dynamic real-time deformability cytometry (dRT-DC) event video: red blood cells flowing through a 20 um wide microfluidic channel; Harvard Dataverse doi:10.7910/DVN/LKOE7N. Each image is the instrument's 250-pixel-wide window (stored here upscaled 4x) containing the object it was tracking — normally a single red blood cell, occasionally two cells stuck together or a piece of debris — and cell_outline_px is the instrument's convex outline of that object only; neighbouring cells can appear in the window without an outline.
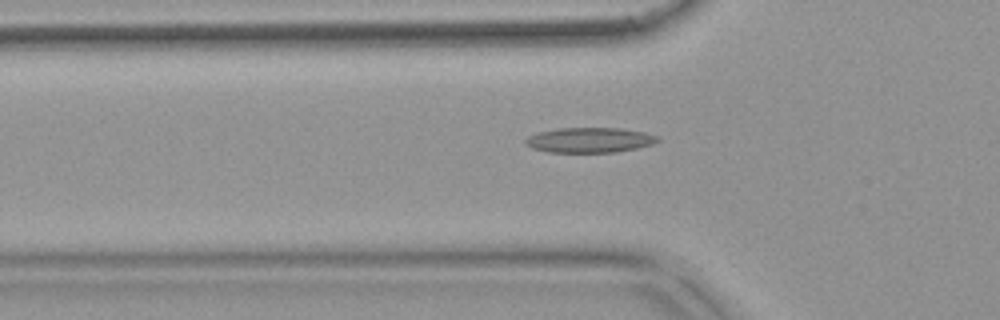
{"species": "common noctule bat (a hibernating species)", "species_latin": "Nyctalus noctula", "temperature_condition": "warm", "stored_images_in_passage": 54, "camera_frame_rate_fps": 3000, "um_per_image_px": 0.085, "animal": {"sex": "female", "body_mass_g": 18.4}, "frame": {"image": 1, "passage_image": 18, "time_ms": 5.667, "image_size_px": [1000, 320], "cell_outline_px": [[660, 140], [652, 144], [636, 148], [616, 152], [548, 152], [532, 148], [524, 144], [524, 140], [528, 136], [540, 132], [556, 128], [620, 128], [644, 132], [656, 136]], "centroid_in_image_um": [50.08, 11.9], "position_along_channel_um": 75.7, "area_um2": 19.25}}
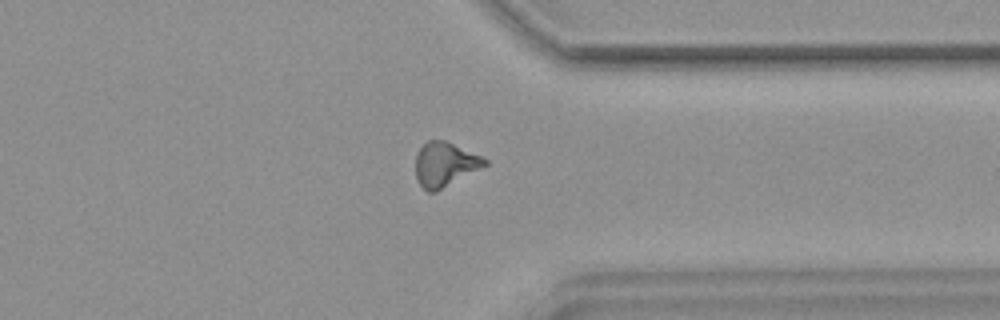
{"frame": {"image": 2, "passage_image": 42, "time_ms": 13.667, "image_size_px": [1000, 320], "cell_outline_px": [[488, 164], [436, 192], [428, 192], [416, 180], [416, 156], [420, 148], [428, 140], [444, 140], [480, 156], [488, 160]], "centroid_in_image_um": [37.79, 13.98], "position_along_channel_um": 373.6, "area_um2": 17.57}}
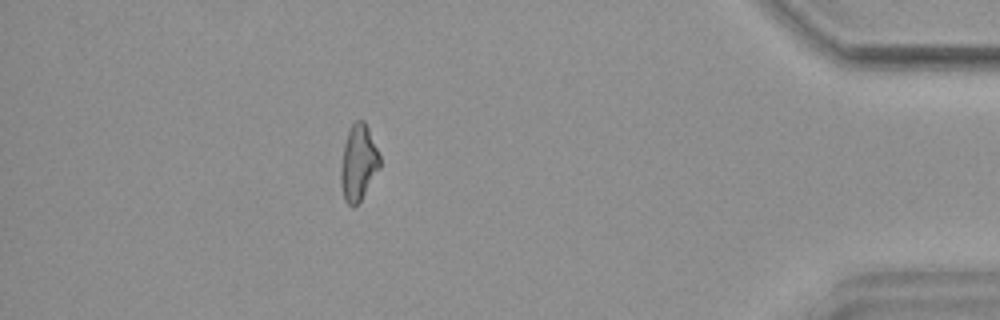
{"frame": {"image": 3, "passage_image": 48, "time_ms": 15.667, "image_size_px": [1000, 320], "cell_outline_px": [[380, 168], [360, 200], [352, 208], [344, 200], [340, 184], [340, 168], [344, 144], [348, 132], [352, 124], [356, 120], [364, 120], [368, 128], [380, 156]], "centroid_in_image_um": [30.45, 13.84], "position_along_channel_um": 404.8, "area_um2": 17.17}, "authors_computed_cell_mechanics": {"area_um2": 17.5712, "velocity_mm_per_s": 3.7539, "shape_relaxation_time_tau1_ms": null, "shape_relaxation_time_tau2_ms": 5.3901, "deformation_change_tau1": null, "deformation_change_tau2": 0.1547}}